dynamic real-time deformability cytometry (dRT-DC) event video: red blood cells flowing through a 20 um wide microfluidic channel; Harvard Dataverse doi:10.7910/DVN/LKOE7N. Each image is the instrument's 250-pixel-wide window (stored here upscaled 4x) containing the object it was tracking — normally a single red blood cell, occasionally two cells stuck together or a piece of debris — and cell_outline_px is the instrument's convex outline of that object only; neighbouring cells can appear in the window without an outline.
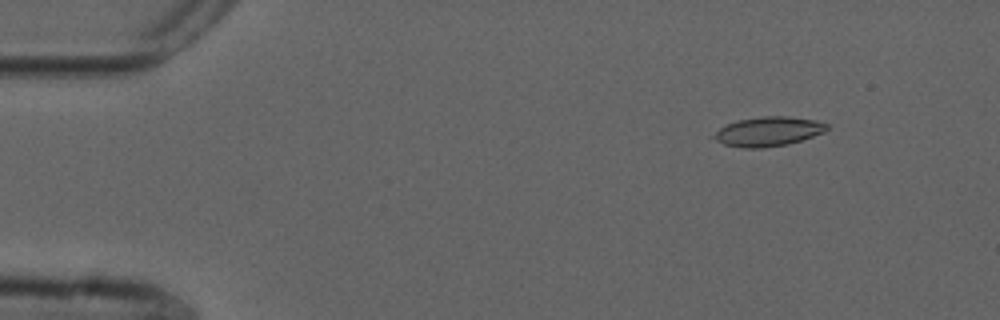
{"species": "common noctule bat (a hibernating species)", "species_latin": "Nyctalus noctula", "temperature_condition": "cold", "stored_images_in_passage": 54, "camera_frame_rate_fps": 3000, "um_per_image_px": 0.085, "animal": {"sex": "male", "forearm_length_mm": 52.5}, "frame": {"image": 1, "passage_image": 5, "time_ms": 1.333, "image_size_px": [1000, 320], "cell_outline_px": [[828, 128], [824, 132], [788, 144], [764, 148], [740, 148], [724, 144], [708, 136], [720, 128], [728, 124], [740, 120], [764, 116], [788, 116], [816, 120], [828, 124]], "centroid_in_image_um": [65.27, 11.18], "position_along_channel_um": 19.7, "area_um2": 19.36}}
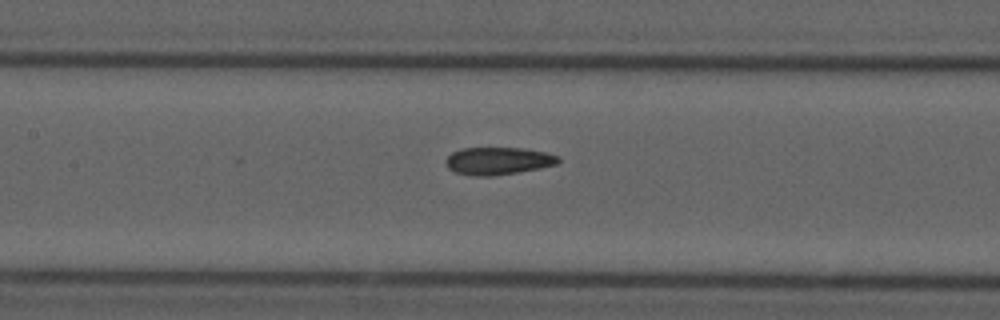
{"frame": {"image": 2, "passage_image": 24, "time_ms": 7.667, "image_size_px": [1000, 320], "cell_outline_px": [[560, 160], [556, 164], [540, 168], [492, 176], [476, 176], [456, 172], [448, 168], [444, 160], [452, 152], [460, 148], [524, 148], [544, 152], [560, 156]], "centroid_in_image_um": [42.32, 13.67], "position_along_channel_um": 165.1, "area_um2": 17.98}}
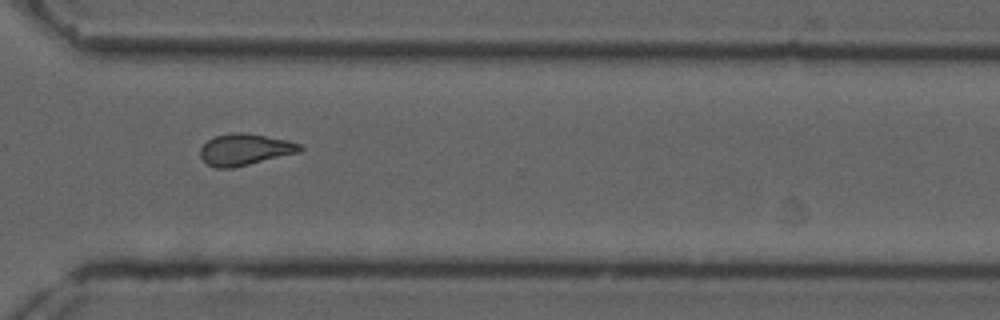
{"frame": {"image": 3, "passage_image": 39, "time_ms": 12.667, "image_size_px": [1000, 320], "cell_outline_px": [[304, 148], [300, 152], [232, 168], [216, 168], [208, 164], [200, 156], [200, 148], [208, 140], [216, 136], [232, 132], [240, 132], [288, 140], [300, 144]], "centroid_in_image_um": [20.82, 12.71], "position_along_channel_um": 349.8, "area_um2": 18.09}, "authors_computed_cell_mechanics": {"area_um2": 18.2937, "velocity_mm_per_s": 3.7076, "shape_relaxation_time_tau1_ms": null, "shape_relaxation_time_tau2_ms": 3.0, "deformation_change_tau1": null, "deformation_change_tau2": 0.0951}}